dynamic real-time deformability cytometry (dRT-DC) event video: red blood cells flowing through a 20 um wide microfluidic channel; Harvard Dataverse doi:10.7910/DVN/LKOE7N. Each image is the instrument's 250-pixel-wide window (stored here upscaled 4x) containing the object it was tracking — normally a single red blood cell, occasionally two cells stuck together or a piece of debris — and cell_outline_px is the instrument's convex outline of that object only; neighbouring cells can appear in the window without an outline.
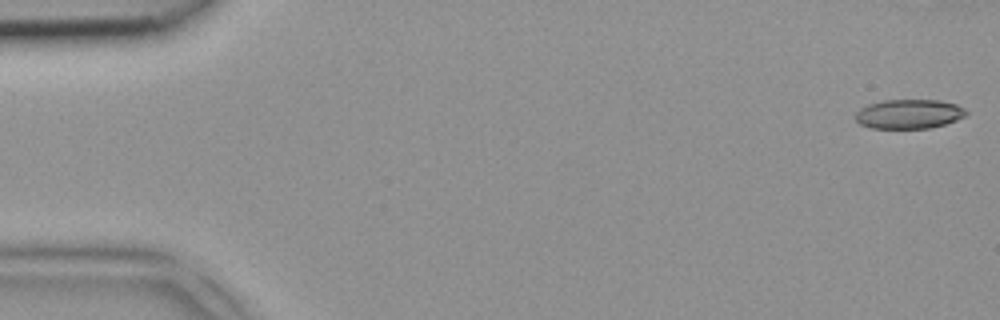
{"species": "common noctule bat (a hibernating species)", "species_latin": "Nyctalus noctula", "temperature_condition": "room temperature", "stored_images_in_passage": 5, "camera_frame_rate_fps": 3000, "um_per_image_px": 0.085, "animal": {"sex": "female", "body_mass_g": 18.4}, "frame": {"image": 1, "passage_image": 1, "time_ms": 0.0, "image_size_px": [1000, 320], "cell_outline_px": [[968, 112], [964, 116], [956, 120], [932, 128], [872, 128], [860, 124], [856, 120], [856, 112], [860, 108], [868, 104], [884, 100], [940, 100], [956, 104], [964, 108]], "centroid_in_image_um": [77.26, 9.68], "position_along_channel_um": 7.7, "area_um2": 18.9}}
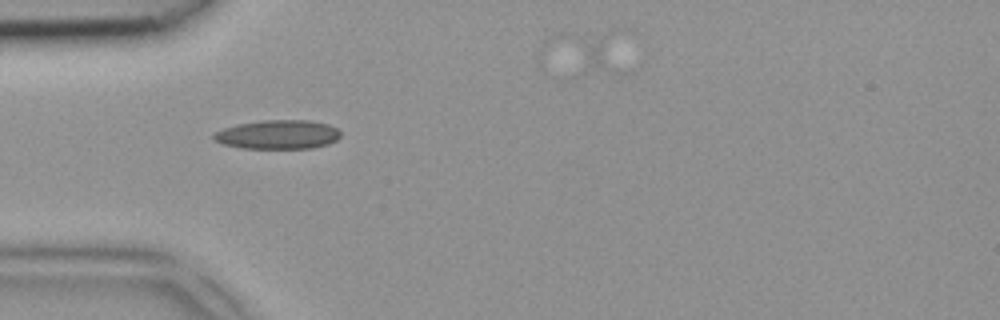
{"frame": {"image": 2, "passage_image": 4, "time_ms": 1.0, "image_size_px": [1000, 320], "cell_outline_px": [[340, 136], [336, 140], [328, 144], [312, 148], [240, 148], [224, 144], [212, 140], [212, 136], [216, 132], [224, 128], [236, 124], [264, 120], [312, 120], [328, 124], [336, 128], [340, 132]], "centroid_in_image_um": [23.61, 11.43], "position_along_channel_um": 61.4, "area_um2": 21.5}}